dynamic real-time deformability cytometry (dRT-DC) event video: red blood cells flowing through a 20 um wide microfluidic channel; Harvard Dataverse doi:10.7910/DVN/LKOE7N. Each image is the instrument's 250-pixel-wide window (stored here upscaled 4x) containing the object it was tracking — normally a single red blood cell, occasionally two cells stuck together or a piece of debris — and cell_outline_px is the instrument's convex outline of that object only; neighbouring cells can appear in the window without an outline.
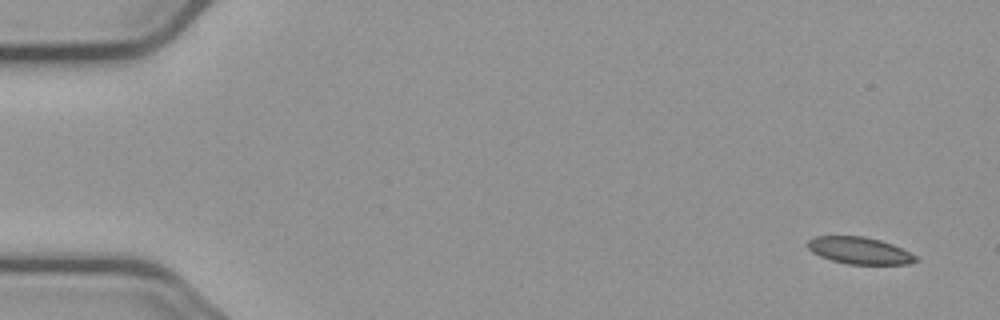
{"species": "common noctule bat (a hibernating species)", "species_latin": "Nyctalus noctula", "temperature_condition": "cold", "stored_images_in_passage": 5, "camera_frame_rate_fps": 3000, "um_per_image_px": 0.085, "animal": {"sex": "male", "body_mass_g": 23.1, "forearm_length_mm": 52.7}, "frame": {"image": 1, "passage_image": 1, "time_ms": 0.0, "image_size_px": [1000, 320], "cell_outline_px": [[920, 260], [908, 264], [848, 264], [832, 260], [820, 256], [812, 252], [808, 248], [808, 240], [816, 236], [864, 236], [880, 240], [892, 244], [916, 256]], "centroid_in_image_um": [73.05, 21.3], "position_along_channel_um": 11.9, "area_um2": 16.82}}
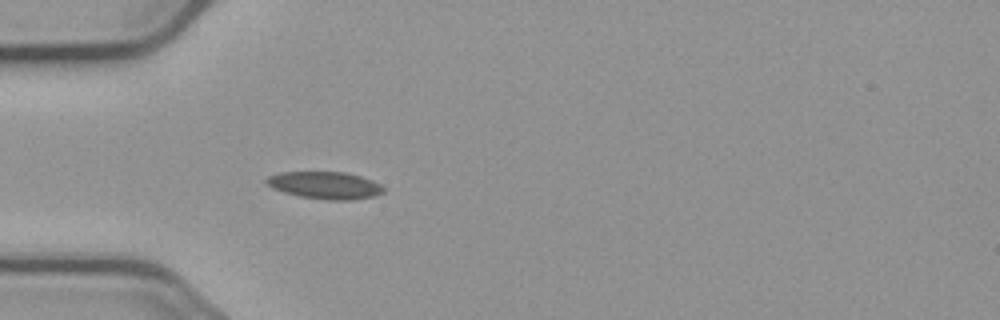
{"frame": {"image": 2, "passage_image": 5, "time_ms": 4.667, "image_size_px": [1000, 320], "cell_outline_px": [[384, 192], [376, 196], [352, 200], [328, 200], [300, 196], [284, 192], [272, 188], [264, 180], [268, 176], [280, 172], [344, 172], [360, 176], [372, 180], [380, 184], [384, 188]], "centroid_in_image_um": [27.64, 15.75], "position_along_channel_um": 57.4, "area_um2": 18.61}}